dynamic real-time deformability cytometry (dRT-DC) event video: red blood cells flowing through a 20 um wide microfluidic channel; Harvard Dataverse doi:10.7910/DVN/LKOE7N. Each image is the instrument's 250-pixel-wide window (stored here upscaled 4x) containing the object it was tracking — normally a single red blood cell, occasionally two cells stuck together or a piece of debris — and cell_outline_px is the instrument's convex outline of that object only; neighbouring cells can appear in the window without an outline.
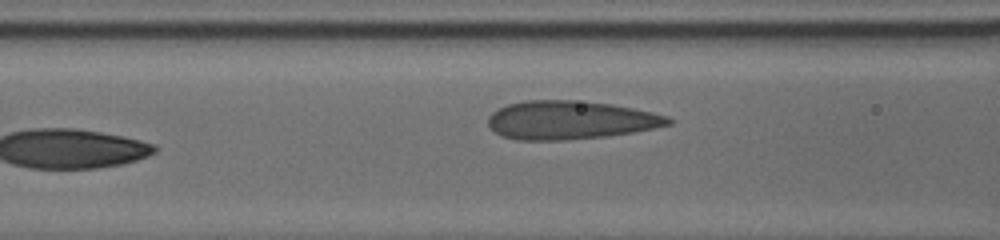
{"species": "human", "species_latin": "Homo sapiens", "temperature_condition": "cold", "stored_images_in_passage": 10, "camera_frame_rate_fps": 3000, "um_per_image_px": 0.085, "donor": {"sex": "male"}, "frame": {"image": 1, "passage_image": 10, "time_ms": 5.667, "image_size_px": [1000, 240], "cell_outline_px": [[672, 124], [632, 132], [608, 136], [564, 140], [516, 140], [504, 136], [496, 132], [488, 124], [488, 116], [492, 112], [508, 104], [524, 100], [572, 100], [612, 104], [632, 108], [668, 116], [672, 120]], "centroid_in_image_um": [48.45, 10.2], "position_along_channel_um": 118.1, "area_um2": 40.17}}